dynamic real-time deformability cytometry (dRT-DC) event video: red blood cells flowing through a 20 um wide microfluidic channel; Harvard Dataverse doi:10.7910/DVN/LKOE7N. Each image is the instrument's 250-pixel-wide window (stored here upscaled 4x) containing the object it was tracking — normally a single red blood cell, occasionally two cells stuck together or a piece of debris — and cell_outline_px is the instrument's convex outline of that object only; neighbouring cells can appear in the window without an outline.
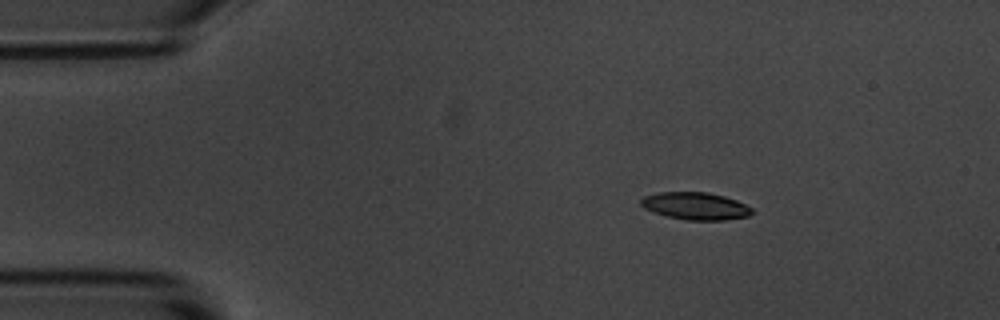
{"species": "common noctule bat (a hibernating species)", "species_latin": "Nyctalus noctula", "temperature_condition": "room temperature", "stored_images_in_passage": 4, "camera_frame_rate_fps": 3000, "um_per_image_px": 0.085, "animal": {"sex": "male", "body_mass_g": 20.1, "forearm_length_mm": 53.5}, "frame": {"image": 1, "passage_image": 2, "time_ms": 1.0, "image_size_px": [1000, 320], "cell_outline_px": [[752, 212], [748, 216], [724, 220], [688, 220], [668, 216], [644, 208], [640, 204], [640, 200], [644, 196], [660, 192], [708, 192], [724, 196], [736, 200], [752, 208]], "centroid_in_image_um": [59.12, 17.5], "position_along_channel_um": 25.9, "area_um2": 17.51}}
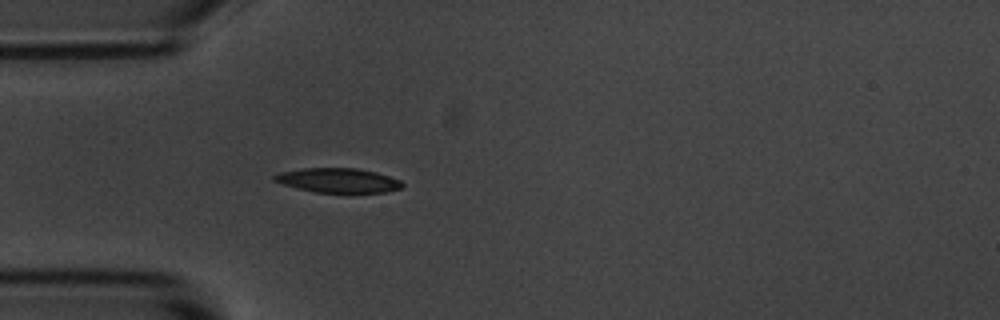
{"frame": {"image": 2, "passage_image": 4, "time_ms": 3.333, "image_size_px": [1000, 320], "cell_outline_px": [[404, 184], [400, 188], [384, 192], [316, 192], [284, 184], [272, 180], [272, 176], [280, 172], [300, 168], [356, 168], [376, 172], [400, 180]], "centroid_in_image_um": [28.72, 15.32], "position_along_channel_um": 56.3, "area_um2": 17.98}}